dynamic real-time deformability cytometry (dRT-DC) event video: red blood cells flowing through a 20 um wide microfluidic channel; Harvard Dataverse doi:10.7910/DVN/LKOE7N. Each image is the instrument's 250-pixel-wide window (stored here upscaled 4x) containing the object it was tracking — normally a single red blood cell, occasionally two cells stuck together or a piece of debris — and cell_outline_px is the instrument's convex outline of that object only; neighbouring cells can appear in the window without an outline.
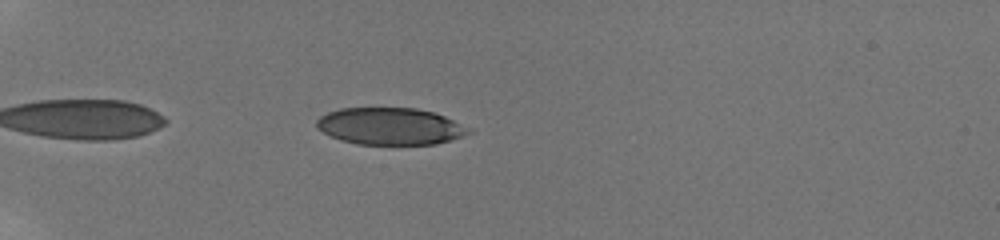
{"species": "human", "species_latin": "Homo sapiens", "temperature_condition": "room temperature", "stored_images_in_passage": 9, "camera_frame_rate_fps": 3000, "um_per_image_px": 0.085, "donor": {"sex": "male"}, "frame": {"image": 1, "passage_image": 3, "time_ms": 1.333, "image_size_px": [1000, 240], "cell_outline_px": [[472, 132], [452, 140], [436, 144], [356, 144], [340, 140], [316, 128], [316, 120], [320, 116], [328, 112], [340, 108], [416, 108], [432, 112], [444, 116], [472, 128]], "centroid_in_image_um": [33.17, 10.73], "position_along_channel_um": 51.8, "area_um2": 32.83}}
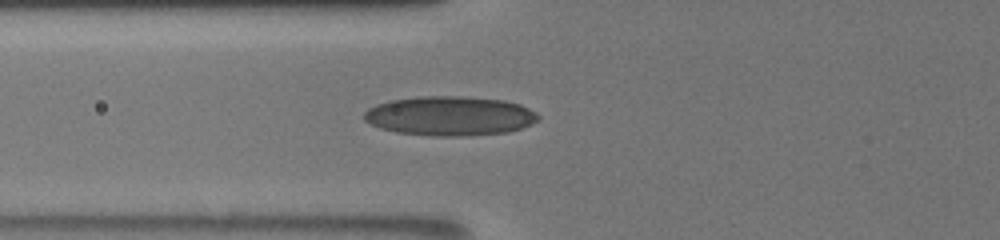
{"frame": {"image": 2, "passage_image": 7, "time_ms": 3.333, "image_size_px": [1000, 240], "cell_outline_px": [[540, 120], [532, 124], [508, 132], [464, 136], [432, 136], [396, 132], [380, 128], [364, 120], [364, 112], [368, 108], [376, 104], [388, 100], [420, 96], [468, 96], [504, 100], [520, 104], [536, 112], [540, 116]], "centroid_in_image_um": [38.24, 9.85], "position_along_channel_um": 87.6, "area_um2": 40.34}}
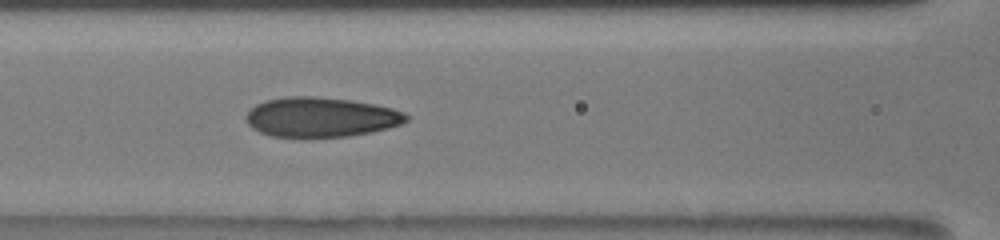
{"frame": {"image": 3, "passage_image": 9, "time_ms": 4.667, "image_size_px": [1000, 240], "cell_outline_px": [[408, 120], [400, 124], [388, 128], [372, 132], [348, 136], [272, 136], [260, 132], [252, 128], [248, 124], [244, 116], [256, 104], [264, 100], [284, 96], [316, 96], [348, 100], [372, 104], [392, 108], [404, 112], [408, 116]], "centroid_in_image_um": [27.25, 9.94], "position_along_channel_um": 139.4, "area_um2": 36.88}}